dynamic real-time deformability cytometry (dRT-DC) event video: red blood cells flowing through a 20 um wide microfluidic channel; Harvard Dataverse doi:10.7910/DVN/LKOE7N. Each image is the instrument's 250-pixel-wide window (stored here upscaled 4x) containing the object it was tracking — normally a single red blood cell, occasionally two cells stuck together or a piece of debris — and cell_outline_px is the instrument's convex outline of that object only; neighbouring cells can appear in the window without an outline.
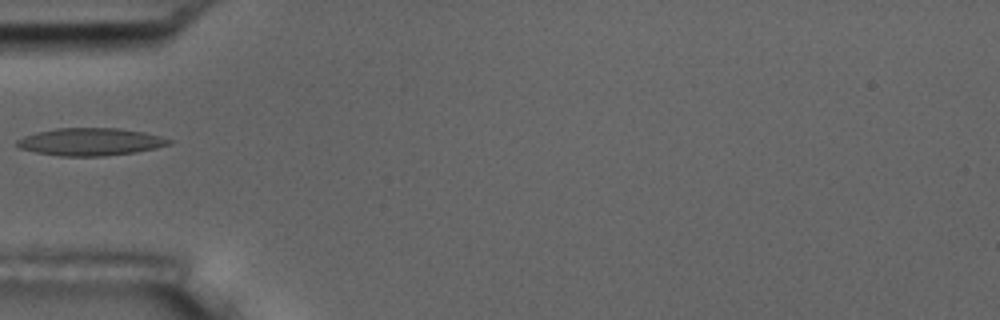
{"species": "common noctule bat (a hibernating species)", "species_latin": "Nyctalus noctula", "temperature_condition": "room temperature", "stored_images_in_passage": 11, "camera_frame_rate_fps": 3000, "um_per_image_px": 0.085, "animal": {"sex": "male", "body_mass_g": 17.5, "forearm_length_mm": 52.3}, "frame": {"image": 1, "passage_image": 5, "time_ms": 5.667, "image_size_px": [1000, 320], "cell_outline_px": [[176, 140], [172, 144], [156, 148], [136, 152], [100, 156], [60, 156], [36, 152], [16, 148], [16, 140], [24, 136], [36, 132], [56, 128], [116, 128], [144, 132]], "centroid_in_image_um": [7.69, 12.05], "position_along_channel_um": 77.3, "area_um2": 24.57}}
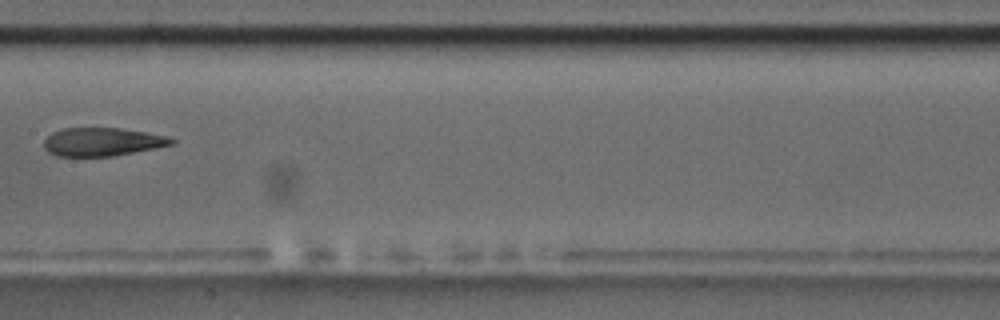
{"frame": {"image": 2, "passage_image": 8, "time_ms": 9.0, "image_size_px": [1000, 320], "cell_outline_px": [[176, 144], [156, 148], [112, 156], [56, 156], [48, 152], [44, 148], [44, 140], [52, 132], [64, 128], [120, 128], [148, 132], [168, 136], [176, 140]], "centroid_in_image_um": [8.73, 12.05], "position_along_channel_um": 198.7, "area_um2": 21.21}}